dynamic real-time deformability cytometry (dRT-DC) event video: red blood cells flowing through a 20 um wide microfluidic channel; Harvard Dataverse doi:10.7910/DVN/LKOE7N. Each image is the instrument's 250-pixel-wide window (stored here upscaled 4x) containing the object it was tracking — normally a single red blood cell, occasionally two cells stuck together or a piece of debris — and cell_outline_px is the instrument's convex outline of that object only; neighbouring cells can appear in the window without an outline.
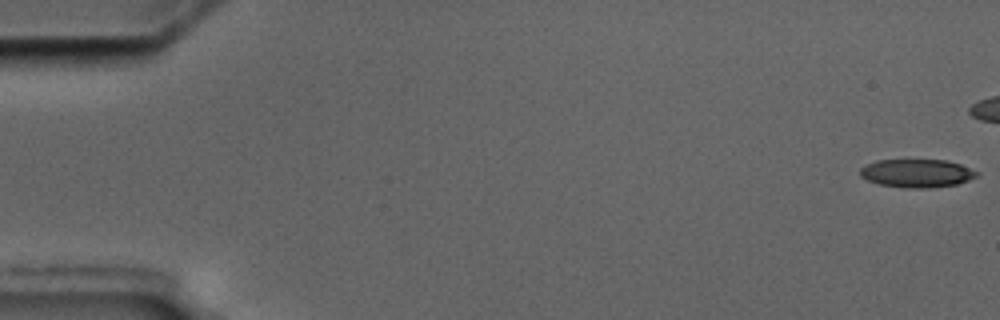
{"species": "common noctule bat (a hibernating species)", "species_latin": "Nyctalus noctula", "temperature_condition": "cold", "stored_images_in_passage": 6, "camera_frame_rate_fps": 3000, "um_per_image_px": 0.085, "animal": {"sex": "male", "body_mass_g": 17.5, "forearm_length_mm": 52.3}, "frame": {"image": 1, "passage_image": 1, "time_ms": 0.0, "image_size_px": [1000, 320], "cell_outline_px": [[976, 176], [968, 180], [956, 184], [928, 188], [904, 188], [880, 184], [868, 180], [860, 176], [860, 168], [864, 164], [876, 160], [948, 160], [960, 164], [976, 172]], "centroid_in_image_um": [77.87, 14.72], "position_along_channel_um": 7.1, "area_um2": 19.07}}
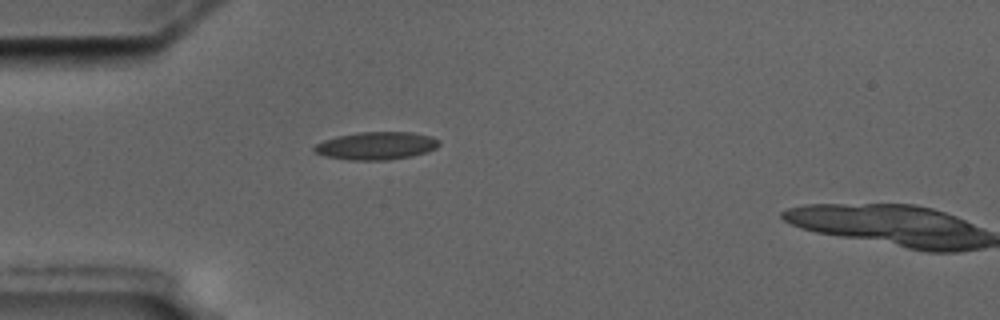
{"frame": {"image": 2, "passage_image": 6, "time_ms": 7.0, "image_size_px": [1000, 320], "cell_outline_px": [[440, 144], [436, 148], [428, 152], [412, 156], [388, 160], [352, 160], [324, 156], [316, 152], [312, 148], [316, 144], [324, 140], [336, 136], [360, 132], [412, 132], [432, 136], [440, 140]], "centroid_in_image_um": [32.02, 12.39], "position_along_channel_um": 53.0, "area_um2": 20.35}}